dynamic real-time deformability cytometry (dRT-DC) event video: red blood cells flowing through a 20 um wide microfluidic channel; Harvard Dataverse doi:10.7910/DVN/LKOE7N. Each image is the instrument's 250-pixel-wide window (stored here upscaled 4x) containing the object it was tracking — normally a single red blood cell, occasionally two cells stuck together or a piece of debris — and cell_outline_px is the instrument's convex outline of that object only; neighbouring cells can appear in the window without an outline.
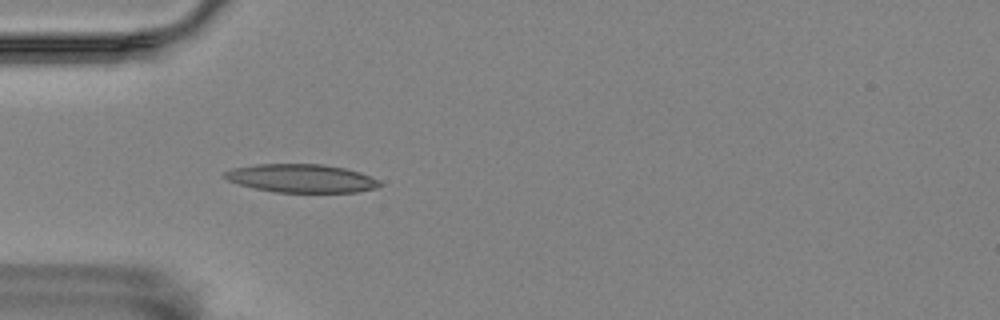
{"species": "Egyptian fruit bat (a non-hibernating species)", "species_latin": "Rousettus aegyptiacus", "temperature_condition": "room temperature", "stored_images_in_passage": 44, "camera_frame_rate_fps": 3000, "um_per_image_px": 0.085, "animal": {"sex": "female"}, "frame": {"image": 1, "passage_image": 5, "time_ms": 1.333, "image_size_px": [1000, 320], "cell_outline_px": [[380, 184], [376, 188], [356, 192], [276, 192], [256, 188], [240, 184], [228, 180], [220, 176], [224, 172], [232, 168], [256, 164], [324, 164], [344, 168], [360, 172], [380, 180]], "centroid_in_image_um": [25.6, 15.15], "position_along_channel_um": 59.4, "area_um2": 25.55}}
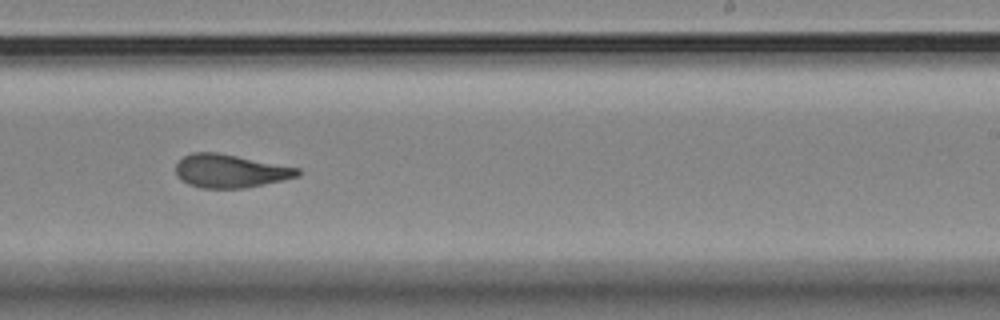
{"frame": {"image": 2, "passage_image": 23, "time_ms": 7.333, "image_size_px": [1000, 320], "cell_outline_px": [[300, 176], [284, 180], [244, 188], [200, 188], [188, 184], [180, 180], [176, 176], [176, 164], [184, 156], [192, 152], [216, 152], [300, 168]], "centroid_in_image_um": [19.55, 14.54], "position_along_channel_um": 269.4, "area_um2": 23.7}}
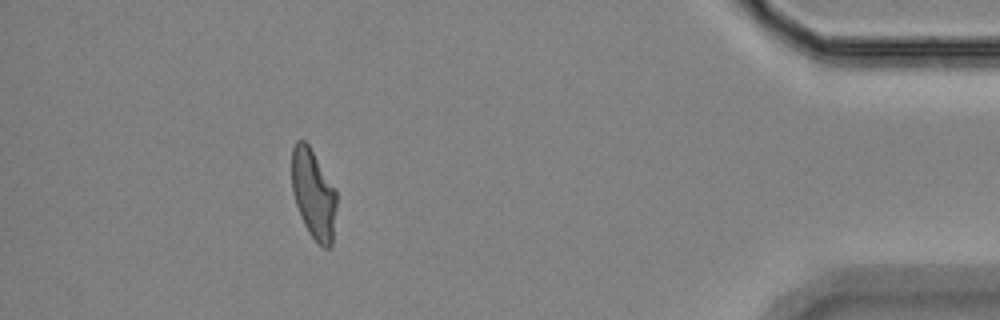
{"frame": {"image": 3, "passage_image": 39, "time_ms": 12.667, "image_size_px": [1000, 320], "cell_outline_px": [[336, 208], [332, 244], [328, 248], [324, 248], [308, 232], [300, 216], [292, 192], [292, 148], [296, 140], [304, 140], [308, 144], [336, 188]], "centroid_in_image_um": [26.65, 16.48], "position_along_channel_um": 408.6, "area_um2": 23.35}, "authors_computed_cell_mechanics": {"area_um2": 24.1026, "velocity_mm_per_s": 3.5418, "shape_relaxation_time_tau1_ms": null, "shape_relaxation_time_tau2_ms": 2.2349, "deformation_change_tau1": null, "deformation_change_tau2": 0.0943}}